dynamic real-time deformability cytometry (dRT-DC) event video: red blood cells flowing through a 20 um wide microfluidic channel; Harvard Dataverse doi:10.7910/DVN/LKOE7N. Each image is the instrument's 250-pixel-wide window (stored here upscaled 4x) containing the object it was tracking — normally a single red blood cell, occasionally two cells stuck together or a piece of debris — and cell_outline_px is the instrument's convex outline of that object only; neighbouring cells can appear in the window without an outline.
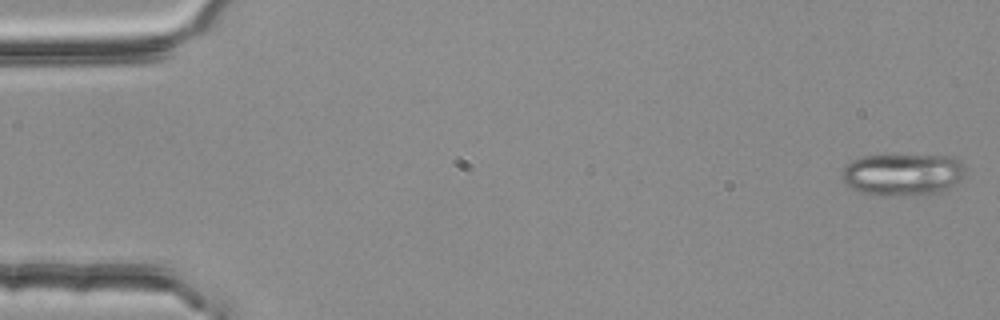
{"species": "common noctule bat (a hibernating species)", "species_latin": "Nyctalus noctula", "temperature_condition": "room temperature", "stored_images_in_passage": 54, "segment_of_instrument_passage": [1, 2], "camera_frame_rate_fps": 3000, "um_per_image_px": 0.085, "animal": {"sex": "female", "body_mass_g": 25.1}, "frame": {"image": 1, "passage_image": 1, "time_ms": 0.0, "image_size_px": [1000, 320], "cell_outline_px": [[964, 176], [956, 184], [940, 192], [928, 196], [904, 196], [860, 192], [848, 188], [844, 184], [840, 176], [844, 164], [860, 156], [952, 156], [960, 160], [964, 164]], "centroid_in_image_um": [76.71, 14.85], "position_along_channel_um": 8.3, "area_um2": 30.75}}